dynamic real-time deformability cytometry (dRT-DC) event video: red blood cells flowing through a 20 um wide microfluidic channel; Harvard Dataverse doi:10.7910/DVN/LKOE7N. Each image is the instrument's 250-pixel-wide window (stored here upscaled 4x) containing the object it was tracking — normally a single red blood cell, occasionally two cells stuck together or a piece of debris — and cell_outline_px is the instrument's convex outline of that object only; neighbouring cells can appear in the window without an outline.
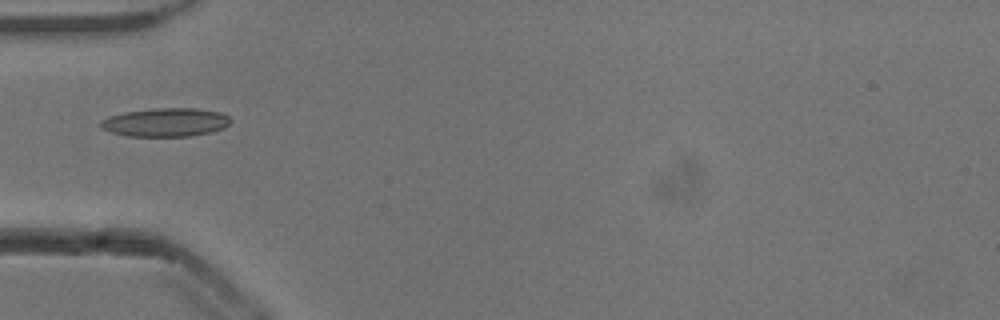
{"species": "common noctule bat (a hibernating species)", "species_latin": "Nyctalus noctula", "temperature_condition": "cold", "stored_images_in_passage": 13, "camera_frame_rate_fps": 3000, "um_per_image_px": 0.085, "animal": {"sex": "male", "body_mass_g": 13.3}, "frame": {"image": 1, "passage_image": 1, "time_ms": 0.0, "image_size_px": [1000, 320], "cell_outline_px": [[232, 120], [224, 128], [212, 132], [188, 136], [128, 136], [112, 132], [100, 128], [100, 120], [108, 116], [124, 112], [152, 108], [196, 108], [220, 112], [228, 116]], "centroid_in_image_um": [14.07, 10.39], "position_along_channel_um": 70.9, "area_um2": 21.73}}
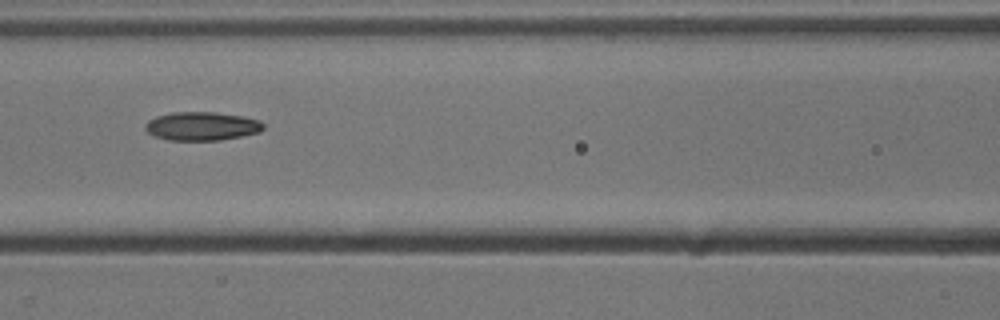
{"frame": {"image": 2, "passage_image": 7, "time_ms": 2.0, "image_size_px": [1000, 320], "cell_outline_px": [[264, 128], [260, 132], [220, 140], [168, 140], [156, 136], [148, 132], [144, 128], [144, 124], [148, 120], [156, 116], [172, 112], [216, 112], [244, 116], [260, 120], [264, 124]], "centroid_in_image_um": [17.16, 10.71], "position_along_channel_um": 149.4, "area_um2": 19.77}}
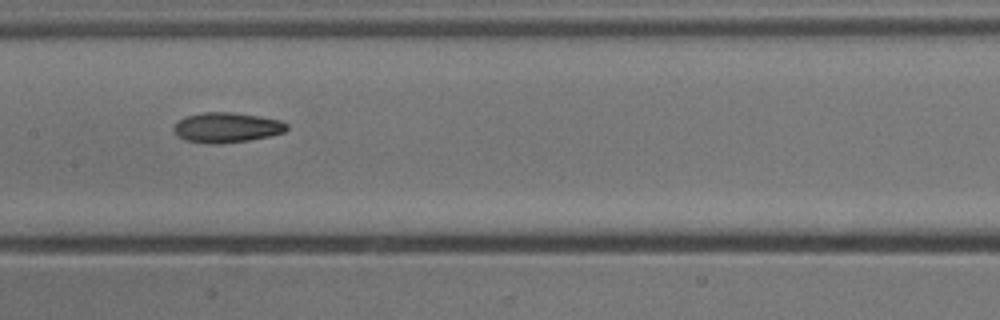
{"frame": {"image": 3, "passage_image": 10, "time_ms": 3.0, "image_size_px": [1000, 320], "cell_outline_px": [[288, 128], [284, 132], [268, 136], [248, 140], [220, 144], [212, 144], [184, 140], [176, 136], [172, 128], [184, 116], [204, 112], [232, 112], [260, 116], [280, 120], [288, 124]], "centroid_in_image_um": [19.25, 10.84], "position_along_channel_um": 188.2, "area_um2": 19.88}}